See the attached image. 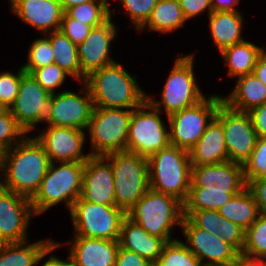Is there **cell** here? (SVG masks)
<instances>
[{
  "instance_id": "obj_13",
  "label": "cell",
  "mask_w": 266,
  "mask_h": 266,
  "mask_svg": "<svg viewBox=\"0 0 266 266\" xmlns=\"http://www.w3.org/2000/svg\"><path fill=\"white\" fill-rule=\"evenodd\" d=\"M223 125L228 161L244 165L250 158L257 141L248 112H240L229 108L223 102L216 116Z\"/></svg>"
},
{
  "instance_id": "obj_11",
  "label": "cell",
  "mask_w": 266,
  "mask_h": 266,
  "mask_svg": "<svg viewBox=\"0 0 266 266\" xmlns=\"http://www.w3.org/2000/svg\"><path fill=\"white\" fill-rule=\"evenodd\" d=\"M222 102V97L214 94L196 105L168 116L170 144L189 152L216 116Z\"/></svg>"
},
{
  "instance_id": "obj_44",
  "label": "cell",
  "mask_w": 266,
  "mask_h": 266,
  "mask_svg": "<svg viewBox=\"0 0 266 266\" xmlns=\"http://www.w3.org/2000/svg\"><path fill=\"white\" fill-rule=\"evenodd\" d=\"M247 188L254 196L259 214L266 215V177L250 180L247 183Z\"/></svg>"
},
{
  "instance_id": "obj_48",
  "label": "cell",
  "mask_w": 266,
  "mask_h": 266,
  "mask_svg": "<svg viewBox=\"0 0 266 266\" xmlns=\"http://www.w3.org/2000/svg\"><path fill=\"white\" fill-rule=\"evenodd\" d=\"M239 0H211L212 11H226V12H237L234 6L238 5Z\"/></svg>"
},
{
  "instance_id": "obj_43",
  "label": "cell",
  "mask_w": 266,
  "mask_h": 266,
  "mask_svg": "<svg viewBox=\"0 0 266 266\" xmlns=\"http://www.w3.org/2000/svg\"><path fill=\"white\" fill-rule=\"evenodd\" d=\"M92 28L88 24L70 18L64 12L59 30L78 46L87 38Z\"/></svg>"
},
{
  "instance_id": "obj_3",
  "label": "cell",
  "mask_w": 266,
  "mask_h": 266,
  "mask_svg": "<svg viewBox=\"0 0 266 266\" xmlns=\"http://www.w3.org/2000/svg\"><path fill=\"white\" fill-rule=\"evenodd\" d=\"M150 189L184 203L191 186V161L187 150L169 145L148 158Z\"/></svg>"
},
{
  "instance_id": "obj_15",
  "label": "cell",
  "mask_w": 266,
  "mask_h": 266,
  "mask_svg": "<svg viewBox=\"0 0 266 266\" xmlns=\"http://www.w3.org/2000/svg\"><path fill=\"white\" fill-rule=\"evenodd\" d=\"M246 187L243 165L227 161L191 168L189 191L240 193Z\"/></svg>"
},
{
  "instance_id": "obj_52",
  "label": "cell",
  "mask_w": 266,
  "mask_h": 266,
  "mask_svg": "<svg viewBox=\"0 0 266 266\" xmlns=\"http://www.w3.org/2000/svg\"><path fill=\"white\" fill-rule=\"evenodd\" d=\"M63 11L65 12L67 9L79 5V4H83V3H87V2H91V1H108V0H59Z\"/></svg>"
},
{
  "instance_id": "obj_29",
  "label": "cell",
  "mask_w": 266,
  "mask_h": 266,
  "mask_svg": "<svg viewBox=\"0 0 266 266\" xmlns=\"http://www.w3.org/2000/svg\"><path fill=\"white\" fill-rule=\"evenodd\" d=\"M263 51V48L244 40L225 48L220 53L228 66V75L240 77L253 72L257 59Z\"/></svg>"
},
{
  "instance_id": "obj_53",
  "label": "cell",
  "mask_w": 266,
  "mask_h": 266,
  "mask_svg": "<svg viewBox=\"0 0 266 266\" xmlns=\"http://www.w3.org/2000/svg\"><path fill=\"white\" fill-rule=\"evenodd\" d=\"M4 152L5 151L0 147V171H3Z\"/></svg>"
},
{
  "instance_id": "obj_36",
  "label": "cell",
  "mask_w": 266,
  "mask_h": 266,
  "mask_svg": "<svg viewBox=\"0 0 266 266\" xmlns=\"http://www.w3.org/2000/svg\"><path fill=\"white\" fill-rule=\"evenodd\" d=\"M244 255L266 258V215H261L245 231Z\"/></svg>"
},
{
  "instance_id": "obj_24",
  "label": "cell",
  "mask_w": 266,
  "mask_h": 266,
  "mask_svg": "<svg viewBox=\"0 0 266 266\" xmlns=\"http://www.w3.org/2000/svg\"><path fill=\"white\" fill-rule=\"evenodd\" d=\"M118 241L121 248L135 252L152 264L158 260L167 243L163 238L146 232L127 216L122 221Z\"/></svg>"
},
{
  "instance_id": "obj_2",
  "label": "cell",
  "mask_w": 266,
  "mask_h": 266,
  "mask_svg": "<svg viewBox=\"0 0 266 266\" xmlns=\"http://www.w3.org/2000/svg\"><path fill=\"white\" fill-rule=\"evenodd\" d=\"M135 78L115 62L90 73L84 83L94 107L134 110L147 100Z\"/></svg>"
},
{
  "instance_id": "obj_4",
  "label": "cell",
  "mask_w": 266,
  "mask_h": 266,
  "mask_svg": "<svg viewBox=\"0 0 266 266\" xmlns=\"http://www.w3.org/2000/svg\"><path fill=\"white\" fill-rule=\"evenodd\" d=\"M126 216L149 234L170 242L176 240L171 238L172 227L182 224L183 203L171 195L149 189Z\"/></svg>"
},
{
  "instance_id": "obj_21",
  "label": "cell",
  "mask_w": 266,
  "mask_h": 266,
  "mask_svg": "<svg viewBox=\"0 0 266 266\" xmlns=\"http://www.w3.org/2000/svg\"><path fill=\"white\" fill-rule=\"evenodd\" d=\"M11 5L19 18L45 35L60 28L64 11L59 0H11Z\"/></svg>"
},
{
  "instance_id": "obj_7",
  "label": "cell",
  "mask_w": 266,
  "mask_h": 266,
  "mask_svg": "<svg viewBox=\"0 0 266 266\" xmlns=\"http://www.w3.org/2000/svg\"><path fill=\"white\" fill-rule=\"evenodd\" d=\"M132 110L94 107L88 123L91 156H104L112 152L125 151Z\"/></svg>"
},
{
  "instance_id": "obj_27",
  "label": "cell",
  "mask_w": 266,
  "mask_h": 266,
  "mask_svg": "<svg viewBox=\"0 0 266 266\" xmlns=\"http://www.w3.org/2000/svg\"><path fill=\"white\" fill-rule=\"evenodd\" d=\"M238 81L233 92L223 103L229 108L249 112L256 106L266 103V85L253 73L237 77Z\"/></svg>"
},
{
  "instance_id": "obj_38",
  "label": "cell",
  "mask_w": 266,
  "mask_h": 266,
  "mask_svg": "<svg viewBox=\"0 0 266 266\" xmlns=\"http://www.w3.org/2000/svg\"><path fill=\"white\" fill-rule=\"evenodd\" d=\"M246 184L253 179L266 177V136L257 138L249 160L243 165Z\"/></svg>"
},
{
  "instance_id": "obj_10",
  "label": "cell",
  "mask_w": 266,
  "mask_h": 266,
  "mask_svg": "<svg viewBox=\"0 0 266 266\" xmlns=\"http://www.w3.org/2000/svg\"><path fill=\"white\" fill-rule=\"evenodd\" d=\"M158 113L148 100L132 110L126 151L149 158L170 145L169 131Z\"/></svg>"
},
{
  "instance_id": "obj_12",
  "label": "cell",
  "mask_w": 266,
  "mask_h": 266,
  "mask_svg": "<svg viewBox=\"0 0 266 266\" xmlns=\"http://www.w3.org/2000/svg\"><path fill=\"white\" fill-rule=\"evenodd\" d=\"M52 109L53 94L45 90L31 74L25 73L17 97L9 109L17 124L26 134L43 121L51 126Z\"/></svg>"
},
{
  "instance_id": "obj_33",
  "label": "cell",
  "mask_w": 266,
  "mask_h": 266,
  "mask_svg": "<svg viewBox=\"0 0 266 266\" xmlns=\"http://www.w3.org/2000/svg\"><path fill=\"white\" fill-rule=\"evenodd\" d=\"M107 1H91L73 6L65 13L77 21L96 27L106 22L112 15Z\"/></svg>"
},
{
  "instance_id": "obj_51",
  "label": "cell",
  "mask_w": 266,
  "mask_h": 266,
  "mask_svg": "<svg viewBox=\"0 0 266 266\" xmlns=\"http://www.w3.org/2000/svg\"><path fill=\"white\" fill-rule=\"evenodd\" d=\"M68 261V262H67ZM41 266H72L69 257L66 261L60 260L58 257L50 256V258Z\"/></svg>"
},
{
  "instance_id": "obj_14",
  "label": "cell",
  "mask_w": 266,
  "mask_h": 266,
  "mask_svg": "<svg viewBox=\"0 0 266 266\" xmlns=\"http://www.w3.org/2000/svg\"><path fill=\"white\" fill-rule=\"evenodd\" d=\"M189 245L187 248L201 261L203 266H232L237 262L239 253L217 235L196 227L187 217L181 226Z\"/></svg>"
},
{
  "instance_id": "obj_8",
  "label": "cell",
  "mask_w": 266,
  "mask_h": 266,
  "mask_svg": "<svg viewBox=\"0 0 266 266\" xmlns=\"http://www.w3.org/2000/svg\"><path fill=\"white\" fill-rule=\"evenodd\" d=\"M75 236L119 240L126 212L116 206H106L82 200L80 197L69 210Z\"/></svg>"
},
{
  "instance_id": "obj_17",
  "label": "cell",
  "mask_w": 266,
  "mask_h": 266,
  "mask_svg": "<svg viewBox=\"0 0 266 266\" xmlns=\"http://www.w3.org/2000/svg\"><path fill=\"white\" fill-rule=\"evenodd\" d=\"M38 135L36 140L43 146L50 162H86L91 154L81 151L85 132L69 127L48 126L47 131Z\"/></svg>"
},
{
  "instance_id": "obj_6",
  "label": "cell",
  "mask_w": 266,
  "mask_h": 266,
  "mask_svg": "<svg viewBox=\"0 0 266 266\" xmlns=\"http://www.w3.org/2000/svg\"><path fill=\"white\" fill-rule=\"evenodd\" d=\"M104 157L112 166L116 207L127 213L150 189L148 158L126 150Z\"/></svg>"
},
{
  "instance_id": "obj_5",
  "label": "cell",
  "mask_w": 266,
  "mask_h": 266,
  "mask_svg": "<svg viewBox=\"0 0 266 266\" xmlns=\"http://www.w3.org/2000/svg\"><path fill=\"white\" fill-rule=\"evenodd\" d=\"M85 162H61L56 166L50 163L39 189L30 199L35 215L45 212L61 201L66 202L69 210L80 197Z\"/></svg>"
},
{
  "instance_id": "obj_49",
  "label": "cell",
  "mask_w": 266,
  "mask_h": 266,
  "mask_svg": "<svg viewBox=\"0 0 266 266\" xmlns=\"http://www.w3.org/2000/svg\"><path fill=\"white\" fill-rule=\"evenodd\" d=\"M252 73L266 85V51L265 50L258 57L256 65Z\"/></svg>"
},
{
  "instance_id": "obj_41",
  "label": "cell",
  "mask_w": 266,
  "mask_h": 266,
  "mask_svg": "<svg viewBox=\"0 0 266 266\" xmlns=\"http://www.w3.org/2000/svg\"><path fill=\"white\" fill-rule=\"evenodd\" d=\"M25 73L22 66L16 75L7 71L0 73V102L7 110L17 97L21 78Z\"/></svg>"
},
{
  "instance_id": "obj_40",
  "label": "cell",
  "mask_w": 266,
  "mask_h": 266,
  "mask_svg": "<svg viewBox=\"0 0 266 266\" xmlns=\"http://www.w3.org/2000/svg\"><path fill=\"white\" fill-rule=\"evenodd\" d=\"M30 74L50 94H54V90L64 83L66 76H70L54 63L34 69Z\"/></svg>"
},
{
  "instance_id": "obj_1",
  "label": "cell",
  "mask_w": 266,
  "mask_h": 266,
  "mask_svg": "<svg viewBox=\"0 0 266 266\" xmlns=\"http://www.w3.org/2000/svg\"><path fill=\"white\" fill-rule=\"evenodd\" d=\"M50 160L43 146L25 136L4 152L2 188L31 199L44 179Z\"/></svg>"
},
{
  "instance_id": "obj_35",
  "label": "cell",
  "mask_w": 266,
  "mask_h": 266,
  "mask_svg": "<svg viewBox=\"0 0 266 266\" xmlns=\"http://www.w3.org/2000/svg\"><path fill=\"white\" fill-rule=\"evenodd\" d=\"M238 193L216 191H189L183 203V211L216 210L230 201Z\"/></svg>"
},
{
  "instance_id": "obj_25",
  "label": "cell",
  "mask_w": 266,
  "mask_h": 266,
  "mask_svg": "<svg viewBox=\"0 0 266 266\" xmlns=\"http://www.w3.org/2000/svg\"><path fill=\"white\" fill-rule=\"evenodd\" d=\"M192 166L210 165L228 161L222 123L214 117L204 134L189 151Z\"/></svg>"
},
{
  "instance_id": "obj_50",
  "label": "cell",
  "mask_w": 266,
  "mask_h": 266,
  "mask_svg": "<svg viewBox=\"0 0 266 266\" xmlns=\"http://www.w3.org/2000/svg\"><path fill=\"white\" fill-rule=\"evenodd\" d=\"M237 266H265L266 258H255L240 253L236 262Z\"/></svg>"
},
{
  "instance_id": "obj_28",
  "label": "cell",
  "mask_w": 266,
  "mask_h": 266,
  "mask_svg": "<svg viewBox=\"0 0 266 266\" xmlns=\"http://www.w3.org/2000/svg\"><path fill=\"white\" fill-rule=\"evenodd\" d=\"M243 17L237 12L218 11L209 15V27L219 52L243 42L241 37Z\"/></svg>"
},
{
  "instance_id": "obj_23",
  "label": "cell",
  "mask_w": 266,
  "mask_h": 266,
  "mask_svg": "<svg viewBox=\"0 0 266 266\" xmlns=\"http://www.w3.org/2000/svg\"><path fill=\"white\" fill-rule=\"evenodd\" d=\"M196 227L217 235L230 244L239 254L245 245V230L239 225L222 217L216 210L183 211Z\"/></svg>"
},
{
  "instance_id": "obj_9",
  "label": "cell",
  "mask_w": 266,
  "mask_h": 266,
  "mask_svg": "<svg viewBox=\"0 0 266 266\" xmlns=\"http://www.w3.org/2000/svg\"><path fill=\"white\" fill-rule=\"evenodd\" d=\"M193 58L194 54L176 58L177 60L164 85L161 102H157L147 95L149 103L160 112L161 105L164 106L167 117L196 105L205 98L195 81Z\"/></svg>"
},
{
  "instance_id": "obj_32",
  "label": "cell",
  "mask_w": 266,
  "mask_h": 266,
  "mask_svg": "<svg viewBox=\"0 0 266 266\" xmlns=\"http://www.w3.org/2000/svg\"><path fill=\"white\" fill-rule=\"evenodd\" d=\"M53 54L54 64H57L71 77L81 81V66L79 62L78 48L60 30L49 33Z\"/></svg>"
},
{
  "instance_id": "obj_45",
  "label": "cell",
  "mask_w": 266,
  "mask_h": 266,
  "mask_svg": "<svg viewBox=\"0 0 266 266\" xmlns=\"http://www.w3.org/2000/svg\"><path fill=\"white\" fill-rule=\"evenodd\" d=\"M182 8L183 15L186 20L197 16L204 12L209 11V15L212 11L211 0H179Z\"/></svg>"
},
{
  "instance_id": "obj_47",
  "label": "cell",
  "mask_w": 266,
  "mask_h": 266,
  "mask_svg": "<svg viewBox=\"0 0 266 266\" xmlns=\"http://www.w3.org/2000/svg\"><path fill=\"white\" fill-rule=\"evenodd\" d=\"M248 114L251 117L253 128L258 138L266 136V103L251 109Z\"/></svg>"
},
{
  "instance_id": "obj_39",
  "label": "cell",
  "mask_w": 266,
  "mask_h": 266,
  "mask_svg": "<svg viewBox=\"0 0 266 266\" xmlns=\"http://www.w3.org/2000/svg\"><path fill=\"white\" fill-rule=\"evenodd\" d=\"M26 135L25 131L17 124L15 117L9 110H6L0 115V147L4 151L11 149ZM16 139L18 140L15 141Z\"/></svg>"
},
{
  "instance_id": "obj_16",
  "label": "cell",
  "mask_w": 266,
  "mask_h": 266,
  "mask_svg": "<svg viewBox=\"0 0 266 266\" xmlns=\"http://www.w3.org/2000/svg\"><path fill=\"white\" fill-rule=\"evenodd\" d=\"M32 215L29 198L0 187V244L27 241Z\"/></svg>"
},
{
  "instance_id": "obj_20",
  "label": "cell",
  "mask_w": 266,
  "mask_h": 266,
  "mask_svg": "<svg viewBox=\"0 0 266 266\" xmlns=\"http://www.w3.org/2000/svg\"><path fill=\"white\" fill-rule=\"evenodd\" d=\"M83 96L72 91L53 94L51 126L83 130L87 128L94 110V103L88 87L83 83ZM85 89V90H84Z\"/></svg>"
},
{
  "instance_id": "obj_22",
  "label": "cell",
  "mask_w": 266,
  "mask_h": 266,
  "mask_svg": "<svg viewBox=\"0 0 266 266\" xmlns=\"http://www.w3.org/2000/svg\"><path fill=\"white\" fill-rule=\"evenodd\" d=\"M69 259L72 266H114L118 240L74 236Z\"/></svg>"
},
{
  "instance_id": "obj_54",
  "label": "cell",
  "mask_w": 266,
  "mask_h": 266,
  "mask_svg": "<svg viewBox=\"0 0 266 266\" xmlns=\"http://www.w3.org/2000/svg\"><path fill=\"white\" fill-rule=\"evenodd\" d=\"M7 109L0 102V115L5 112Z\"/></svg>"
},
{
  "instance_id": "obj_26",
  "label": "cell",
  "mask_w": 266,
  "mask_h": 266,
  "mask_svg": "<svg viewBox=\"0 0 266 266\" xmlns=\"http://www.w3.org/2000/svg\"><path fill=\"white\" fill-rule=\"evenodd\" d=\"M28 242L0 244V266H33L61 244L44 239L35 243Z\"/></svg>"
},
{
  "instance_id": "obj_37",
  "label": "cell",
  "mask_w": 266,
  "mask_h": 266,
  "mask_svg": "<svg viewBox=\"0 0 266 266\" xmlns=\"http://www.w3.org/2000/svg\"><path fill=\"white\" fill-rule=\"evenodd\" d=\"M54 59L50 40L47 37L39 38L31 44L28 52V62L22 68L30 74L34 69L54 63Z\"/></svg>"
},
{
  "instance_id": "obj_19",
  "label": "cell",
  "mask_w": 266,
  "mask_h": 266,
  "mask_svg": "<svg viewBox=\"0 0 266 266\" xmlns=\"http://www.w3.org/2000/svg\"><path fill=\"white\" fill-rule=\"evenodd\" d=\"M116 29L110 17L103 24L93 27L87 38L77 46L83 83L93 71L115 63L109 56V48L117 35Z\"/></svg>"
},
{
  "instance_id": "obj_31",
  "label": "cell",
  "mask_w": 266,
  "mask_h": 266,
  "mask_svg": "<svg viewBox=\"0 0 266 266\" xmlns=\"http://www.w3.org/2000/svg\"><path fill=\"white\" fill-rule=\"evenodd\" d=\"M185 21L179 0H159L147 22L138 31L141 32L147 25L150 31L172 32L183 26Z\"/></svg>"
},
{
  "instance_id": "obj_34",
  "label": "cell",
  "mask_w": 266,
  "mask_h": 266,
  "mask_svg": "<svg viewBox=\"0 0 266 266\" xmlns=\"http://www.w3.org/2000/svg\"><path fill=\"white\" fill-rule=\"evenodd\" d=\"M153 266H203L202 262L187 248L186 244L176 239L164 245L161 255Z\"/></svg>"
},
{
  "instance_id": "obj_42",
  "label": "cell",
  "mask_w": 266,
  "mask_h": 266,
  "mask_svg": "<svg viewBox=\"0 0 266 266\" xmlns=\"http://www.w3.org/2000/svg\"><path fill=\"white\" fill-rule=\"evenodd\" d=\"M126 9L130 19L139 30L149 19L153 8L159 0H119Z\"/></svg>"
},
{
  "instance_id": "obj_46",
  "label": "cell",
  "mask_w": 266,
  "mask_h": 266,
  "mask_svg": "<svg viewBox=\"0 0 266 266\" xmlns=\"http://www.w3.org/2000/svg\"><path fill=\"white\" fill-rule=\"evenodd\" d=\"M114 266H153V264L135 252L119 247Z\"/></svg>"
},
{
  "instance_id": "obj_30",
  "label": "cell",
  "mask_w": 266,
  "mask_h": 266,
  "mask_svg": "<svg viewBox=\"0 0 266 266\" xmlns=\"http://www.w3.org/2000/svg\"><path fill=\"white\" fill-rule=\"evenodd\" d=\"M218 213L245 231L259 216L257 203L247 187L220 207Z\"/></svg>"
},
{
  "instance_id": "obj_18",
  "label": "cell",
  "mask_w": 266,
  "mask_h": 266,
  "mask_svg": "<svg viewBox=\"0 0 266 266\" xmlns=\"http://www.w3.org/2000/svg\"><path fill=\"white\" fill-rule=\"evenodd\" d=\"M80 198L96 204L116 206L112 166L104 156H91L85 162Z\"/></svg>"
}]
</instances>
